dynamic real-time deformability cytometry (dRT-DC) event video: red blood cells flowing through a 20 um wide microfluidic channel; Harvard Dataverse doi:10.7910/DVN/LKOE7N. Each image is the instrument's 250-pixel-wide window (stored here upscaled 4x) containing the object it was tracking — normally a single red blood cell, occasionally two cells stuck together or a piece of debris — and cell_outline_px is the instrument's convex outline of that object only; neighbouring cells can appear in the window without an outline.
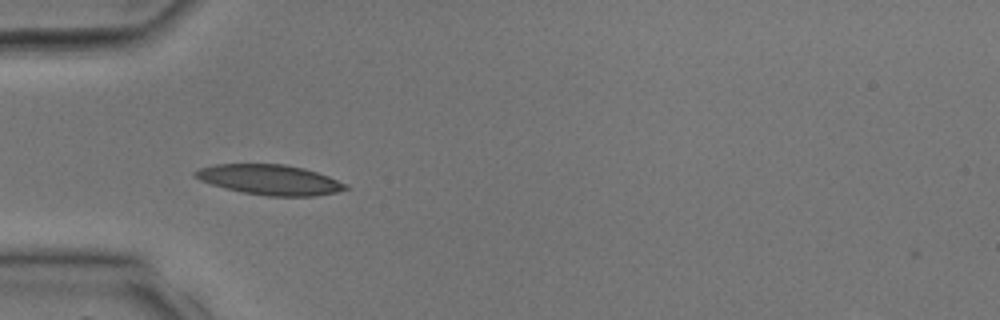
{"species": "common noctule bat (a hibernating species)", "species_latin": "Nyctalus noctula", "temperature_condition": "room temperature", "stored_images_in_passage": 3, "camera_frame_rate_fps": 3000, "um_per_image_px": 0.085, "animal": {"sex": "male", "body_mass_g": 17.9, "forearm_length_mm": 54.2}, "frame": {"image": 1, "passage_image": 1, "time_ms": 0.0, "image_size_px": [1000, 320], "cell_outline_px": [[352, 188], [336, 192], [312, 196], [268, 196], [244, 192], [212, 184], [200, 180], [192, 176], [192, 172], [200, 168], [216, 164], [284, 164], [304, 168], [328, 176], [348, 184]], "centroid_in_image_um": [22.96, 15.27], "position_along_channel_um": 62.0, "area_um2": 26.3}}